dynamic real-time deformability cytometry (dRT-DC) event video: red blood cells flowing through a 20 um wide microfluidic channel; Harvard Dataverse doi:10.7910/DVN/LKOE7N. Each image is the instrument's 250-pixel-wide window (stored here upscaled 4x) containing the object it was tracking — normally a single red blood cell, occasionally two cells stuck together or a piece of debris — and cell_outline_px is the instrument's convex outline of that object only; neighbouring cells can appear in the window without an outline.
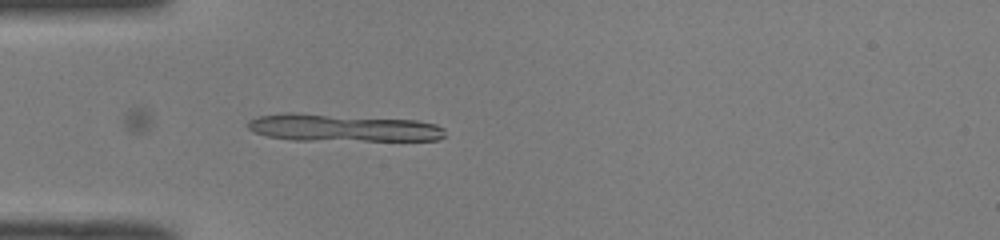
{"species": "common noctule bat (a hibernating species)", "species_latin": "Nyctalus noctula", "temperature_condition": "room temperature", "stored_images_in_passage": 19, "camera_frame_rate_fps": 3000, "um_per_image_px": 0.085, "animal": {"sex": "male", "body_mass_g": 19.0, "forearm_length_mm": 50.8}, "frame": {"image": 1, "passage_image": 14, "time_ms": 4.333, "image_size_px": [1000, 240], "cell_outline_px": [[444, 136], [440, 140], [292, 140], [268, 136], [256, 132], [248, 128], [248, 120], [260, 116], [284, 112], [292, 112], [416, 120], [436, 124], [444, 128]], "centroid_in_image_um": [29.13, 10.85], "position_along_channel_um": 55.9, "area_um2": 31.44}}